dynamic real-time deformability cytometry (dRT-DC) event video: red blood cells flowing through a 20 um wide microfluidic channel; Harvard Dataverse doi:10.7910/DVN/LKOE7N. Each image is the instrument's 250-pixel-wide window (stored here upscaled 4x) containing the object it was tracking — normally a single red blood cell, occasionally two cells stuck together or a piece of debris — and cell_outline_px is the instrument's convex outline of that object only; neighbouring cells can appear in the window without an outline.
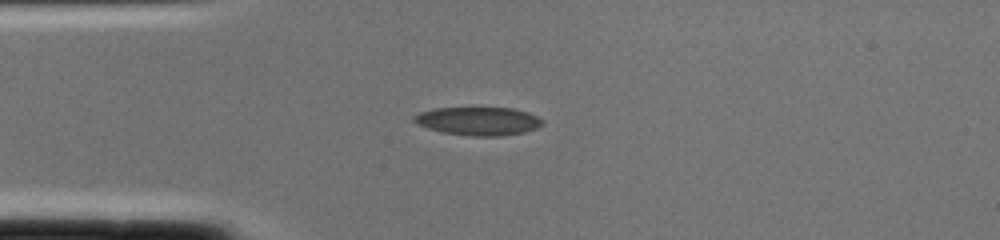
{"species": "common noctule bat (a hibernating species)", "species_latin": "Nyctalus noctula", "temperature_condition": "cold", "stored_images_in_passage": 1, "camera_frame_rate_fps": 3000, "um_per_image_px": 0.085, "animal": {"sex": "female", "body_mass_g": 22.0, "forearm_length_mm": 56.7}, "frame": {"image": 1, "passage_image": 1, "time_ms": 0.0, "image_size_px": [1000, 240], "cell_outline_px": [[544, 124], [536, 128], [524, 132], [500, 136], [468, 136], [440, 132], [416, 124], [412, 120], [412, 116], [420, 112], [436, 108], [512, 108], [528, 112], [544, 120]], "centroid_in_image_um": [40.64, 10.3], "position_along_channel_um": 44.4, "area_um2": 21.33}}